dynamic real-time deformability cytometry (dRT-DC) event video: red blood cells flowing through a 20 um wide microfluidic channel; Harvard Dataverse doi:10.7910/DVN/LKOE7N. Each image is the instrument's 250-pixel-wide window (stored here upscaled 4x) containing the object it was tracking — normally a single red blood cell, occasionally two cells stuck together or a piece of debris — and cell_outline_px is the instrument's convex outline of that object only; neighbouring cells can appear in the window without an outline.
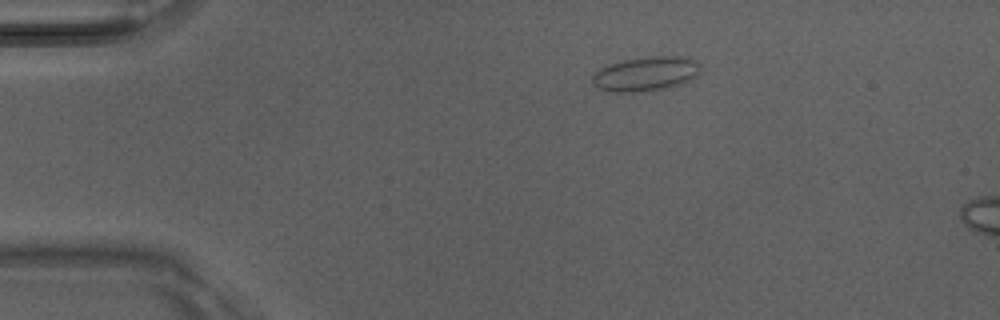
{"species": "Egyptian fruit bat (a non-hibernating species)", "species_latin": "Rousettus aegyptiacus", "temperature_condition": "room temperature", "stored_images_in_passage": 3, "camera_frame_rate_fps": 3000, "um_per_image_px": 0.085, "animal": {"sex": "male"}, "frame": {"image": 1, "passage_image": 1, "time_ms": 0.0, "image_size_px": [1000, 320], "cell_outline_px": [[700, 72], [692, 80], [684, 84], [672, 88], [640, 92], [616, 92], [596, 88], [592, 84], [592, 76], [600, 68], [608, 64], [624, 60], [652, 56], [680, 56], [696, 60], [700, 64]], "centroid_in_image_um": [54.93, 6.29], "position_along_channel_um": 30.1, "area_um2": 22.14}}